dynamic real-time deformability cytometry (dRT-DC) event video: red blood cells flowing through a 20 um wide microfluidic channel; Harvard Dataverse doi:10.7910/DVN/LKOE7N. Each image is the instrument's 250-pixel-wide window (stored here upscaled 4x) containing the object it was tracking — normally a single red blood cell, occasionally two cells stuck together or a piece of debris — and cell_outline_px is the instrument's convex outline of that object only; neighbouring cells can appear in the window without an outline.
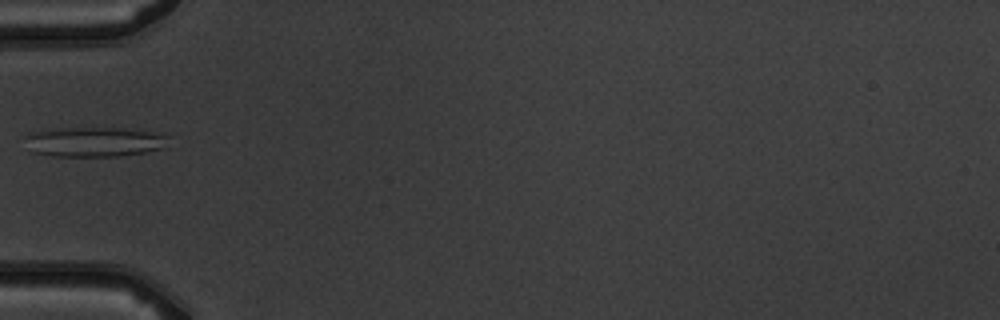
{"species": "common noctule bat (a hibernating species)", "species_latin": "Nyctalus noctula", "temperature_condition": "warm", "stored_images_in_passage": 6, "camera_frame_rate_fps": 3000, "um_per_image_px": 0.085, "animal": {"sex": "male", "body_mass_g": 19.5, "forearm_length_mm": 54.6}, "frame": {"image": 1, "passage_image": 6, "time_ms": 5.667, "image_size_px": [1000, 320], "cell_outline_px": [[168, 136], [160, 148], [144, 152], [120, 156], [52, 156], [28, 152], [20, 136], [32, 132], [56, 128], [124, 128], [168, 132]], "centroid_in_image_um": [7.9, 12.04], "position_along_channel_um": 77.1, "area_um2": 25.55}}